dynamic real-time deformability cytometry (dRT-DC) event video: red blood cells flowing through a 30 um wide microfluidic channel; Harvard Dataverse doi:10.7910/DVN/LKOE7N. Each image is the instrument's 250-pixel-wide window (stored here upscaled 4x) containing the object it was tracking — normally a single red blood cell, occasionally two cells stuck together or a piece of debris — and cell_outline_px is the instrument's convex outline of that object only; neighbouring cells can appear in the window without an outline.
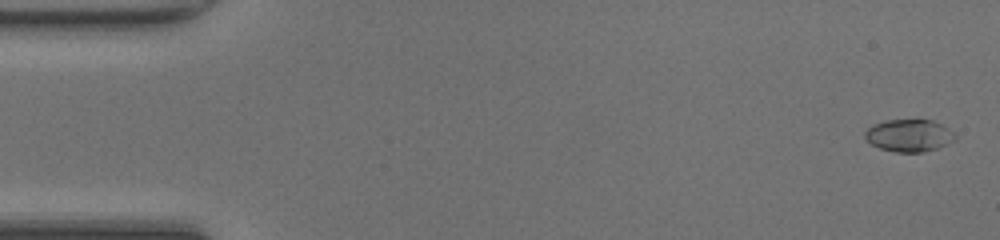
{"species": "common noctule bat (a hibernating species)", "species_latin": "Nyctalus noctula", "temperature_condition": "room temperature", "stored_images_in_passage": 48, "camera_frame_rate_fps": 3000, "um_per_image_px": 0.085, "animal": {"sex": "female", "body_mass_g": 20.0, "forearm_length_mm": 54.0}, "frame": {"image": 1, "passage_image": 2, "time_ms": 0.333, "image_size_px": [1000, 240], "cell_outline_px": [[956, 140], [948, 144], [924, 152], [896, 152], [880, 148], [872, 144], [864, 136], [864, 132], [872, 124], [884, 120], [916, 116], [932, 120], [948, 128], [956, 136]], "centroid_in_image_um": [77.27, 11.46], "position_along_channel_um": 7.7, "area_um2": 17.63}}
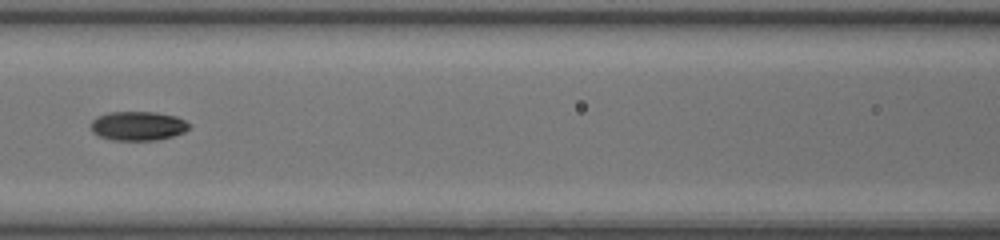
{"frame": {"image": 2, "passage_image": 22, "time_ms": 7.0, "image_size_px": [1000, 240], "cell_outline_px": [[192, 124], [184, 132], [172, 136], [156, 140], [112, 140], [100, 136], [92, 132], [92, 120], [96, 116], [108, 112], [156, 112], [176, 116]], "centroid_in_image_um": [11.73, 10.69], "position_along_channel_um": 154.9, "area_um2": 16.7}}
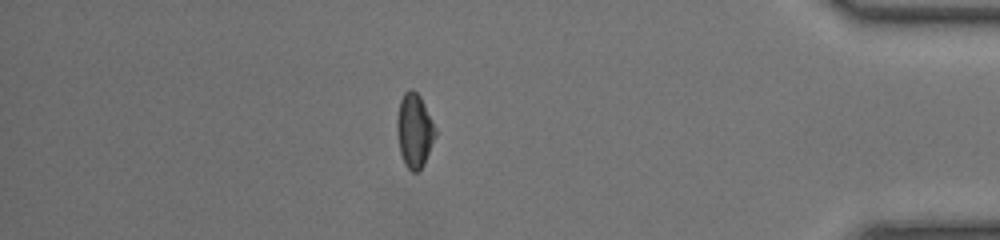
{"frame": {"image": 3, "passage_image": 42, "time_ms": 13.667, "image_size_px": [1000, 240], "cell_outline_px": [[436, 136], [424, 164], [416, 172], [412, 172], [404, 164], [400, 152], [396, 128], [396, 120], [400, 100], [404, 92], [408, 88], [412, 88], [420, 96], [436, 128]], "centroid_in_image_um": [35.21, 11.08], "position_along_channel_um": 400.0, "area_um2": 16.65}, "authors_computed_cell_mechanics": {"area_um2": 16.6464, "velocity_mm_per_s": 4.3293, "shape_relaxation_time_tau1_ms": 4.0955, "shape_relaxation_time_tau2_ms": 2.459, "deformation_change_tau1": 0.1417, "deformation_change_tau2": 0.0595}}